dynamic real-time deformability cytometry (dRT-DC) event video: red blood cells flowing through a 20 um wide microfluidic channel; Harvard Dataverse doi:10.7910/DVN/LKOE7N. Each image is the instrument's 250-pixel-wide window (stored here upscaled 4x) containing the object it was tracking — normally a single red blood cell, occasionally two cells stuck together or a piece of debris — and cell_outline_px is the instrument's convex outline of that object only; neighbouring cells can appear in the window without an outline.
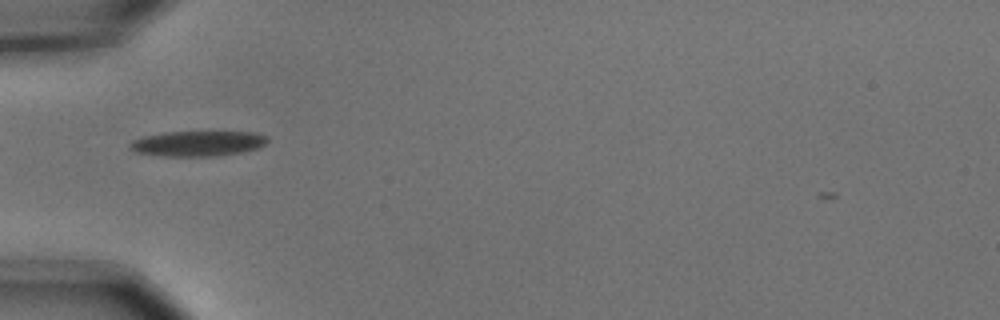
{"species": "common noctule bat (a hibernating species)", "species_latin": "Nyctalus noctula", "temperature_condition": "cold", "stored_images_in_passage": 2, "camera_frame_rate_fps": 3000, "um_per_image_px": 0.085, "animal": {"sex": "male", "body_mass_g": 15.6}, "frame": {"image": 1, "passage_image": 1, "time_ms": 0.0, "image_size_px": [1000, 320], "cell_outline_px": [[268, 140], [264, 144], [256, 148], [240, 152], [216, 156], [160, 156], [136, 152], [128, 148], [128, 144], [132, 140], [144, 136], [164, 132], [256, 132], [268, 136]], "centroid_in_image_um": [16.77, 12.19], "position_along_channel_um": 68.2, "area_um2": 20.29}}
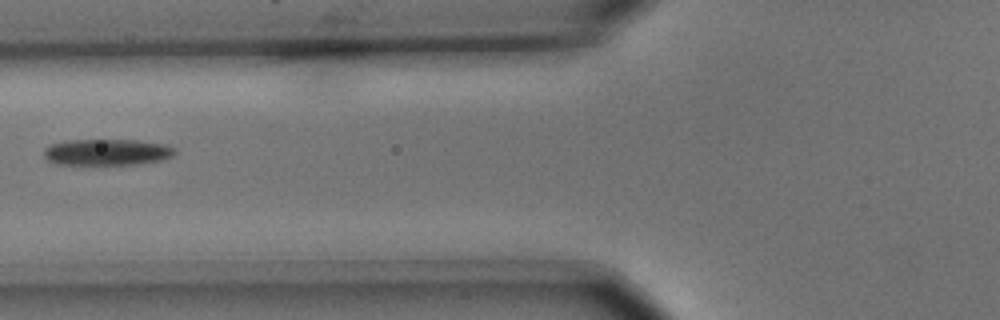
{"frame": {"image": 2, "passage_image": 2, "time_ms": 0.333, "image_size_px": [1000, 320], "cell_outline_px": [[176, 152], [172, 156], [160, 160], [136, 164], [56, 164], [48, 160], [44, 156], [44, 148], [48, 144], [64, 140], [136, 140], [168, 144], [176, 148]], "centroid_in_image_um": [9.08, 12.92], "position_along_channel_um": 116.7, "area_um2": 20.23}}